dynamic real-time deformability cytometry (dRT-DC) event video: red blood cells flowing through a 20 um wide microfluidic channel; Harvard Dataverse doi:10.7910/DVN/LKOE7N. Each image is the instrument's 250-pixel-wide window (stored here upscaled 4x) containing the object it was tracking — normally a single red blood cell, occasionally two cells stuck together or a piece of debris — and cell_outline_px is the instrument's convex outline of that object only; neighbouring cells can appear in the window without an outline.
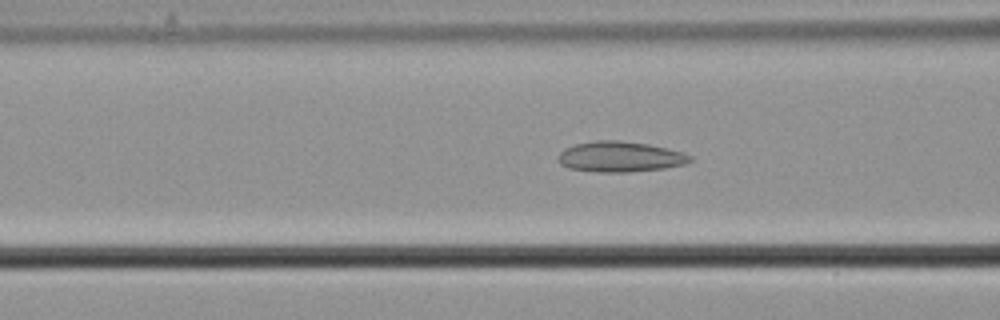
{"species": "common noctule bat (a hibernating species)", "species_latin": "Nyctalus noctula", "temperature_condition": "cold", "stored_images_in_passage": 56, "camera_frame_rate_fps": 3000, "um_per_image_px": 0.085, "animal": {"sex": "male", "body_mass_g": 21.5, "forearm_length_mm": 52.0}, "frame": {"image": 1, "passage_image": 22, "time_ms": 7.0, "image_size_px": [1000, 320], "cell_outline_px": [[692, 160], [688, 164], [664, 168], [628, 172], [596, 172], [568, 168], [560, 164], [556, 160], [560, 152], [564, 148], [576, 144], [596, 140], [620, 140], [648, 144], [684, 152], [692, 156]], "centroid_in_image_um": [52.71, 13.32], "position_along_channel_um": 113.9, "area_um2": 23.7}}
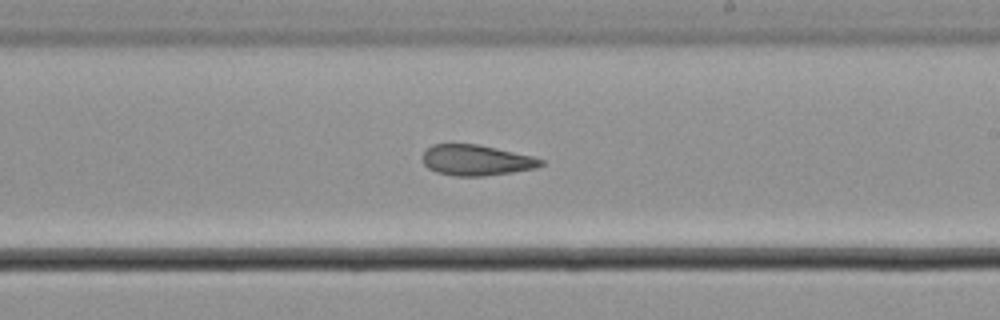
{"frame": {"image": 2, "passage_image": 33, "time_ms": 10.667, "image_size_px": [1000, 320], "cell_outline_px": [[544, 164], [536, 168], [512, 172], [484, 176], [456, 176], [436, 172], [428, 168], [424, 164], [420, 156], [432, 144], [476, 144], [496, 148], [532, 156], [544, 160]], "centroid_in_image_um": [40.46, 13.62], "position_along_channel_um": 248.5, "area_um2": 21.15}}
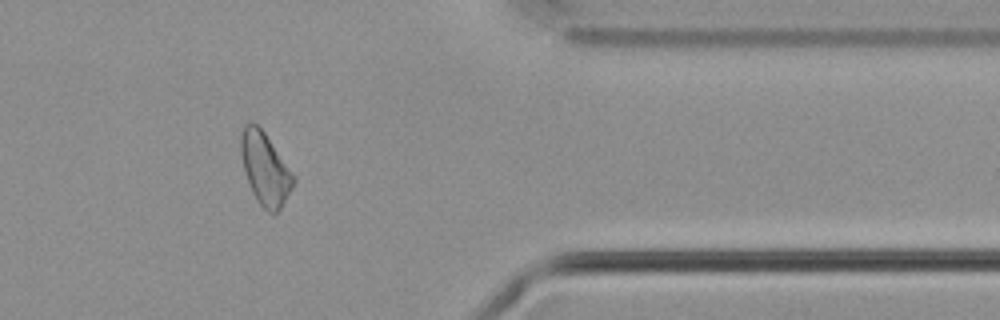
{"frame": {"image": 3, "passage_image": 46, "time_ms": 15.0, "image_size_px": [1000, 320], "cell_outline_px": [[296, 180], [292, 188], [280, 208], [276, 212], [268, 212], [256, 200], [252, 192], [244, 168], [240, 152], [240, 132], [244, 124], [256, 124], [264, 132], [296, 176]], "centroid_in_image_um": [22.53, 14.33], "position_along_channel_um": 388.9, "area_um2": 21.91}, "authors_computed_cell_mechanics": {"area_um2": 23.2356, "velocity_mm_per_s": 3.6741, "shape_relaxation_time_tau1_ms": null, "shape_relaxation_time_tau2_ms": 7.3522, "deformation_change_tau1": null, "deformation_change_tau2": 0.1488}}